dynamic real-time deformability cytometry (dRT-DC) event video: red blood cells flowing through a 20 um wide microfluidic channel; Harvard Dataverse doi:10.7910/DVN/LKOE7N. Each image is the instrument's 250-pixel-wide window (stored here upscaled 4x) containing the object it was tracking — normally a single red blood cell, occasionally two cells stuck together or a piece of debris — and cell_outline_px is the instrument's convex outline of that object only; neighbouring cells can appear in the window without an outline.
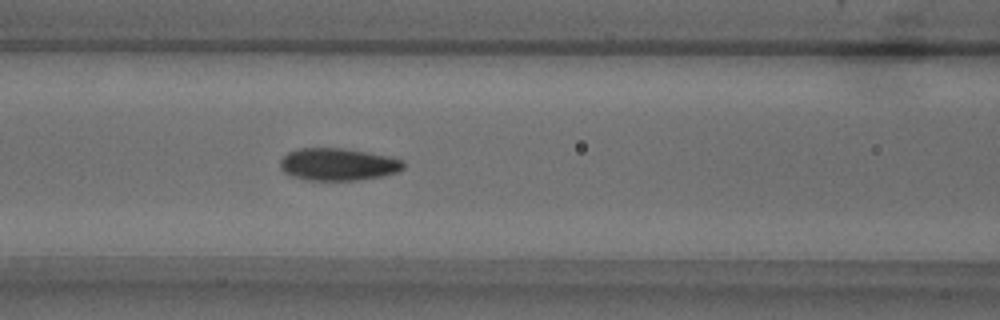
{"species": "common noctule bat (a hibernating species)", "species_latin": "Nyctalus noctula", "temperature_condition": "warm", "stored_images_in_passage": 50, "camera_frame_rate_fps": 3000, "um_per_image_px": 0.085, "animal": {"sex": "male", "body_mass_g": 18.8}, "frame": {"image": 1, "passage_image": 21, "time_ms": 6.667, "image_size_px": [1000, 320], "cell_outline_px": [[404, 168], [396, 172], [384, 176], [360, 180], [308, 180], [292, 176], [284, 172], [280, 168], [280, 160], [288, 152], [300, 148], [344, 148], [404, 160]], "centroid_in_image_um": [28.71, 13.98], "position_along_channel_um": 137.9, "area_um2": 23.12}}
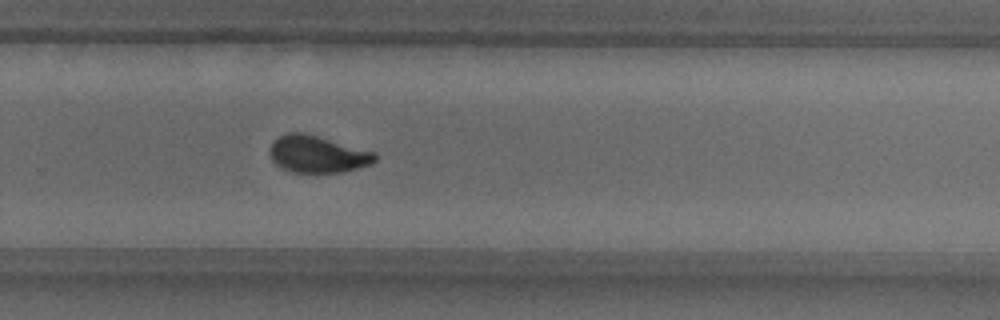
{"frame": {"image": 2, "passage_image": 34, "time_ms": 11.0, "image_size_px": [1000, 320], "cell_outline_px": [[376, 160], [372, 164], [344, 172], [288, 172], [276, 164], [272, 160], [268, 152], [268, 148], [272, 140], [288, 132], [304, 132], [376, 152]], "centroid_in_image_um": [26.95, 13.1], "position_along_channel_um": 302.8, "area_um2": 23.0}}
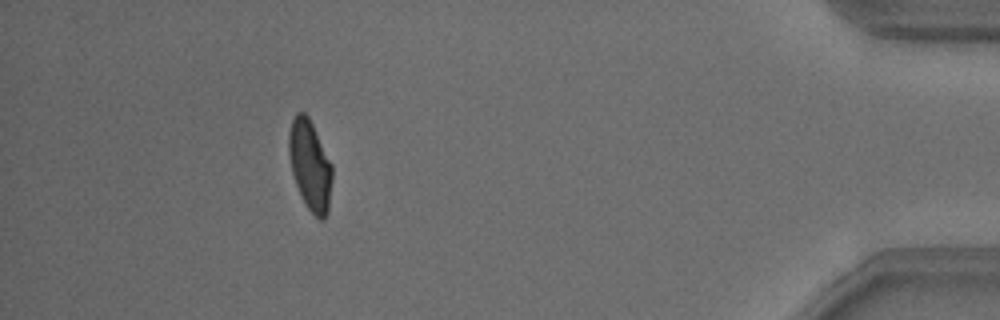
{"frame": {"image": 3, "passage_image": 47, "time_ms": 15.333, "image_size_px": [1000, 320], "cell_outline_px": [[332, 180], [328, 212], [324, 220], [320, 220], [308, 208], [296, 184], [292, 172], [288, 152], [288, 132], [292, 120], [296, 112], [304, 112], [308, 116], [332, 164]], "centroid_in_image_um": [26.35, 14.03], "position_along_channel_um": 408.9, "area_um2": 22.6}}